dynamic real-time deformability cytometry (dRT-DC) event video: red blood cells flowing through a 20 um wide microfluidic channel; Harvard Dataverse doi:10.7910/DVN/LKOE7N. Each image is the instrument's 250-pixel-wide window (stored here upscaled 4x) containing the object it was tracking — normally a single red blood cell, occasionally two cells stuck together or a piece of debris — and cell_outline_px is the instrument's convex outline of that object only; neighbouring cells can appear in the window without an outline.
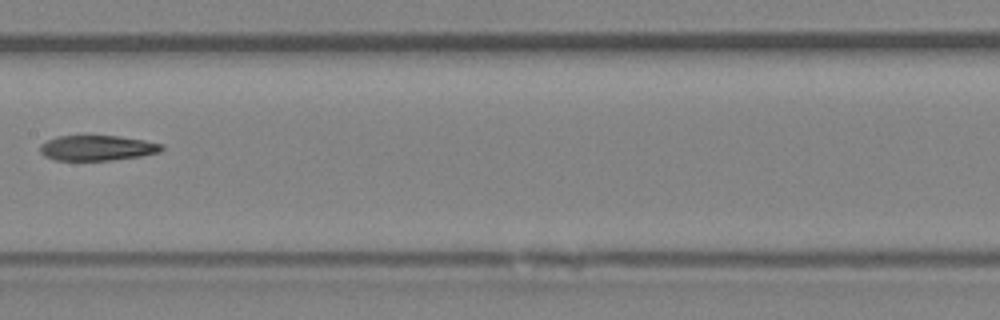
{"species": "Egyptian fruit bat (a non-hibernating species)", "species_latin": "Rousettus aegyptiacus", "temperature_condition": "room temperature", "stored_images_in_passage": 8, "camera_frame_rate_fps": 3000, "um_per_image_px": 0.085, "animal": {"sex": "female"}, "frame": {"image": 1, "passage_image": 7, "time_ms": 8.0, "image_size_px": [1000, 320], "cell_outline_px": [[164, 148], [160, 152], [140, 156], [112, 160], [56, 160], [44, 156], [40, 152], [40, 144], [56, 136], [116, 136], [144, 140], [164, 144]], "centroid_in_image_um": [8.27, 12.57], "position_along_channel_um": 199.1, "area_um2": 17.86}}